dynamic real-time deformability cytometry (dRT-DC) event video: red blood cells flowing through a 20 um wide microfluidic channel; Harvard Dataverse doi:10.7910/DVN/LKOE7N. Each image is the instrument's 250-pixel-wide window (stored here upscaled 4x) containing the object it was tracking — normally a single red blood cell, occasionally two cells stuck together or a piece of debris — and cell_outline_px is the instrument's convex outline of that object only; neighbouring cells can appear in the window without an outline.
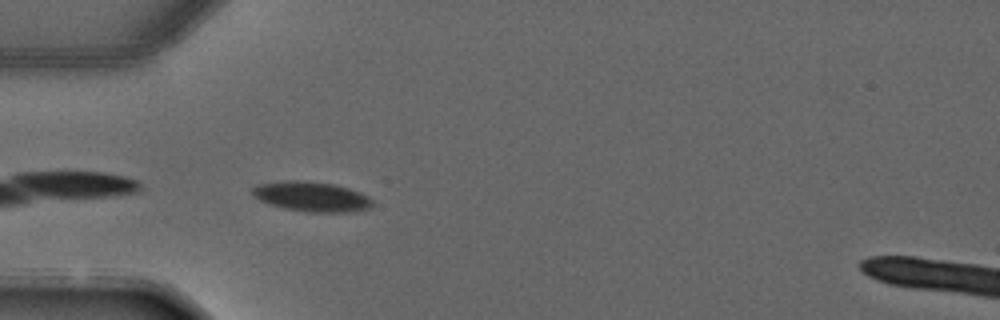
{"species": "common noctule bat (a hibernating species)", "species_latin": "Nyctalus noctula", "temperature_condition": "warm", "stored_images_in_passage": 3, "camera_frame_rate_fps": 3000, "um_per_image_px": 0.085, "animal": {"sex": "male", "forearm_length_mm": 52.5}, "frame": {"image": 1, "passage_image": 3, "time_ms": 2.333, "image_size_px": [1000, 320], "cell_outline_px": [[372, 204], [368, 208], [348, 212], [308, 212], [284, 208], [260, 200], [252, 196], [252, 188], [260, 184], [284, 180], [300, 180], [332, 184], [348, 188], [360, 192], [368, 196], [372, 200]], "centroid_in_image_um": [26.47, 16.7], "position_along_channel_um": 58.5, "area_um2": 20.69}}